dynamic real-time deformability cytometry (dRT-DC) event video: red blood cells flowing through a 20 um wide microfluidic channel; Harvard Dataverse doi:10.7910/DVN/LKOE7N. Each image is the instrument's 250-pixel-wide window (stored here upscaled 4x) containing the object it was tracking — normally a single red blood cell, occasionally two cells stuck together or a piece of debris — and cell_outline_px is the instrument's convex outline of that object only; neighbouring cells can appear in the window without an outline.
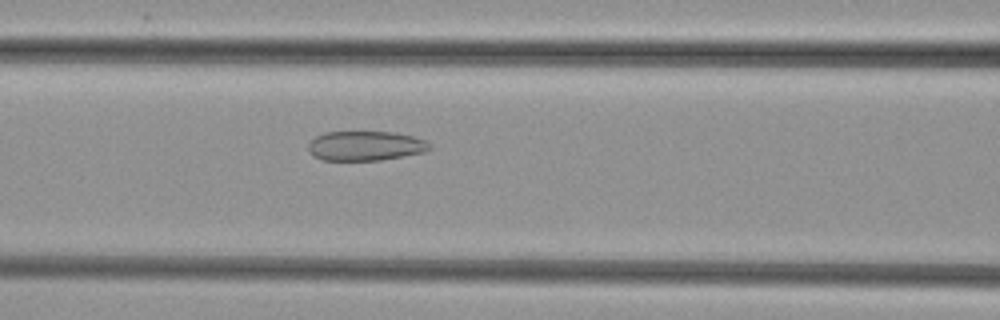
{"species": "common noctule bat (a hibernating species)", "species_latin": "Nyctalus noctula", "temperature_condition": "cold", "stored_images_in_passage": 53, "camera_frame_rate_fps": 3000, "um_per_image_px": 0.085, "animal": {"sex": "female", "body_mass_g": 29.2, "forearm_length_mm": 56.3}, "frame": {"image": 1, "passage_image": 23, "time_ms": 7.333, "image_size_px": [1000, 320], "cell_outline_px": [[432, 148], [424, 152], [380, 160], [320, 160], [312, 156], [308, 148], [308, 144], [316, 136], [324, 132], [392, 132], [412, 136], [428, 140], [432, 144]], "centroid_in_image_um": [31.07, 12.4], "position_along_channel_um": 135.5, "area_um2": 21.04}}
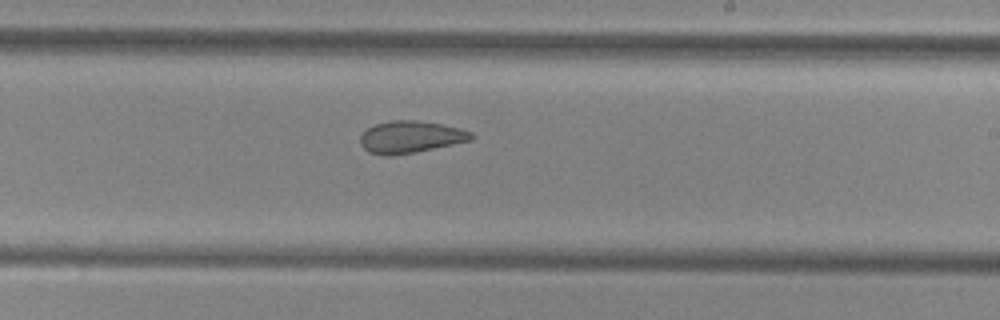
{"frame": {"image": 2, "passage_image": 32, "time_ms": 10.333, "image_size_px": [1000, 320], "cell_outline_px": [[476, 136], [472, 140], [416, 152], [392, 156], [384, 156], [368, 152], [360, 144], [360, 136], [368, 128], [376, 124], [392, 120], [416, 120], [440, 124], [460, 128], [472, 132]], "centroid_in_image_um": [34.9, 11.65], "position_along_channel_um": 254.1, "area_um2": 20.81}}
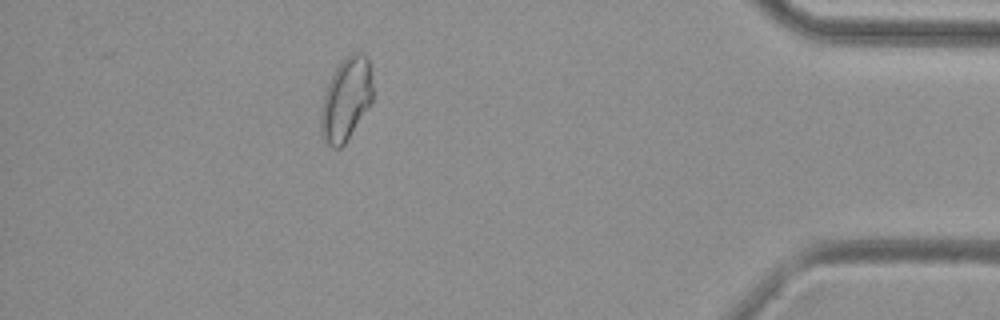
{"frame": {"image": 3, "passage_image": 47, "time_ms": 15.333, "image_size_px": [1000, 320], "cell_outline_px": [[372, 100], [344, 144], [340, 148], [332, 148], [324, 140], [320, 132], [320, 112], [324, 96], [328, 84], [336, 68], [352, 52], [364, 52], [368, 60], [372, 84]], "centroid_in_image_um": [29.39, 8.45], "position_along_channel_um": 405.8, "area_um2": 24.57}}